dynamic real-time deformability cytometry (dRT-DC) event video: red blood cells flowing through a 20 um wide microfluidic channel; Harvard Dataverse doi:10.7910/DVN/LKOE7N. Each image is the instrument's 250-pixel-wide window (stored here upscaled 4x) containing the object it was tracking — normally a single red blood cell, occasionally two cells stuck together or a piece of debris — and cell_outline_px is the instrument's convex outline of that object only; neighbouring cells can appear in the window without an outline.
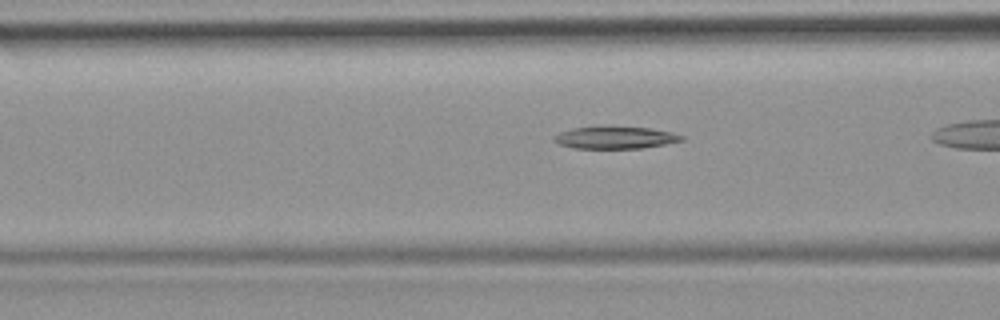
{"species": "common noctule bat (a hibernating species)", "species_latin": "Nyctalus noctula", "temperature_condition": "room temperature", "stored_images_in_passage": 28, "camera_frame_rate_fps": 3000, "um_per_image_px": 0.085, "animal": {"sex": "female", "body_mass_g": 19.9}, "frame": {"image": 1, "passage_image": 9, "time_ms": 2.667, "image_size_px": [1000, 320], "cell_outline_px": [[684, 140], [664, 144], [640, 148], [572, 148], [560, 144], [552, 140], [552, 136], [560, 132], [572, 128], [648, 128], [672, 132], [684, 136]], "centroid_in_image_um": [52.27, 11.72], "position_along_channel_um": 114.3, "area_um2": 15.95}}